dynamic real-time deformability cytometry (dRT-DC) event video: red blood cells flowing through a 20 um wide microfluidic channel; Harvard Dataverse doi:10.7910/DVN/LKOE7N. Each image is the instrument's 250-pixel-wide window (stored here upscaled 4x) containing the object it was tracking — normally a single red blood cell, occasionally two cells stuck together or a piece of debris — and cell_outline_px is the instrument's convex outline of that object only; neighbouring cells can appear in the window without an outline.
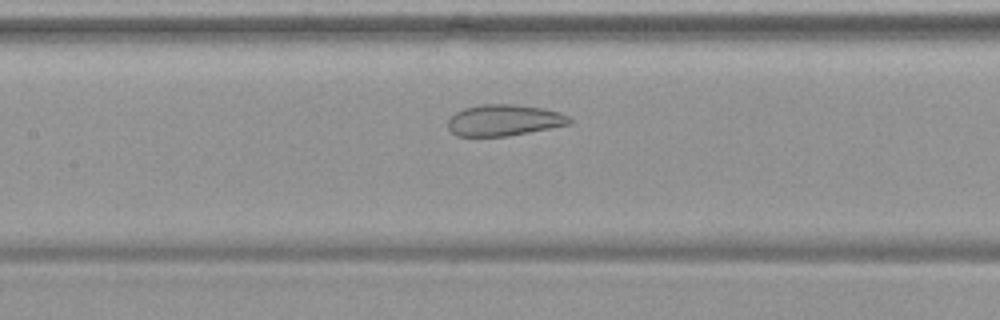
{"species": "common noctule bat (a hibernating species)", "species_latin": "Nyctalus noctula", "temperature_condition": "warm", "stored_images_in_passage": 49, "camera_frame_rate_fps": 3000, "um_per_image_px": 0.085, "animal": {"sex": "female", "body_mass_g": 19.9}, "frame": {"image": 1, "passage_image": 21, "time_ms": 6.667, "image_size_px": [1000, 320], "cell_outline_px": [[572, 124], [508, 136], [456, 136], [448, 128], [448, 120], [456, 112], [464, 108], [484, 104], [512, 104], [544, 108], [560, 112], [568, 116], [572, 120]], "centroid_in_image_um": [42.87, 10.22], "position_along_channel_um": 164.5, "area_um2": 22.2}}
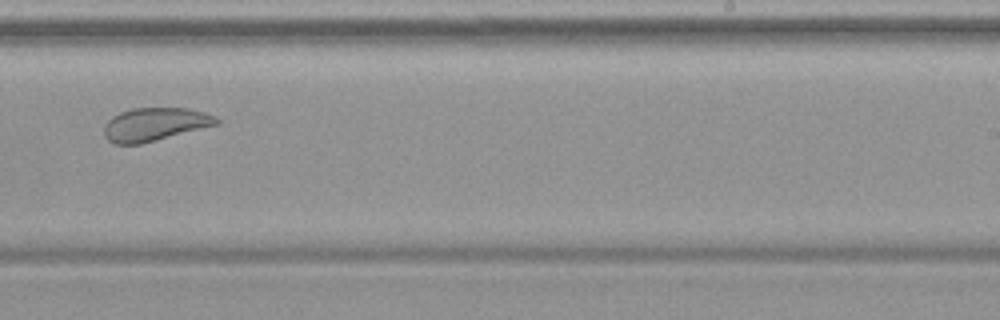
{"frame": {"image": 2, "passage_image": 30, "time_ms": 9.667, "image_size_px": [1000, 320], "cell_outline_px": [[220, 124], [140, 144], [112, 144], [104, 136], [104, 124], [112, 116], [120, 112], [132, 108], [188, 108], [204, 112], [216, 116], [220, 120]], "centroid_in_image_um": [13.16, 10.56], "position_along_channel_um": 275.8, "area_um2": 21.91}}
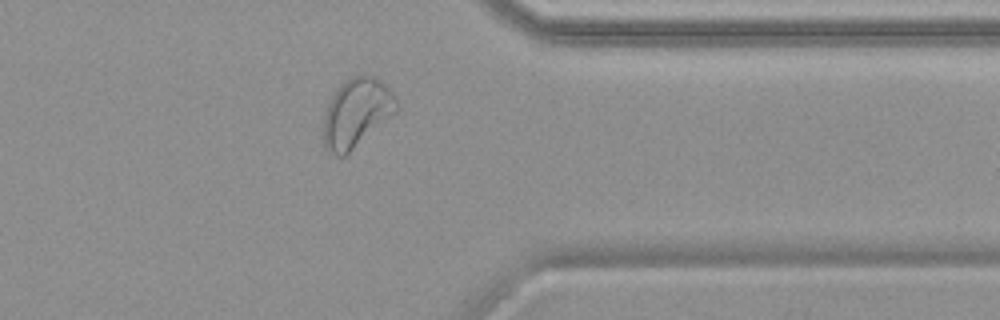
{"frame": {"image": 3, "passage_image": 39, "time_ms": 12.667, "image_size_px": [1000, 320], "cell_outline_px": [[396, 112], [344, 156], [336, 156], [328, 152], [324, 148], [324, 112], [332, 96], [340, 84], [352, 76], [376, 76], [392, 92], [396, 100]], "centroid_in_image_um": [30.27, 9.59], "position_along_channel_um": 381.1, "area_um2": 28.78}, "authors_computed_cell_mechanics": {"area_um2": 28.7844, "velocity_mm_per_s": 3.7251, "shape_relaxation_time_tau1_ms": null, "shape_relaxation_time_tau2_ms": 1.2681, "deformation_change_tau1": null, "deformation_change_tau2": 0.0807}}